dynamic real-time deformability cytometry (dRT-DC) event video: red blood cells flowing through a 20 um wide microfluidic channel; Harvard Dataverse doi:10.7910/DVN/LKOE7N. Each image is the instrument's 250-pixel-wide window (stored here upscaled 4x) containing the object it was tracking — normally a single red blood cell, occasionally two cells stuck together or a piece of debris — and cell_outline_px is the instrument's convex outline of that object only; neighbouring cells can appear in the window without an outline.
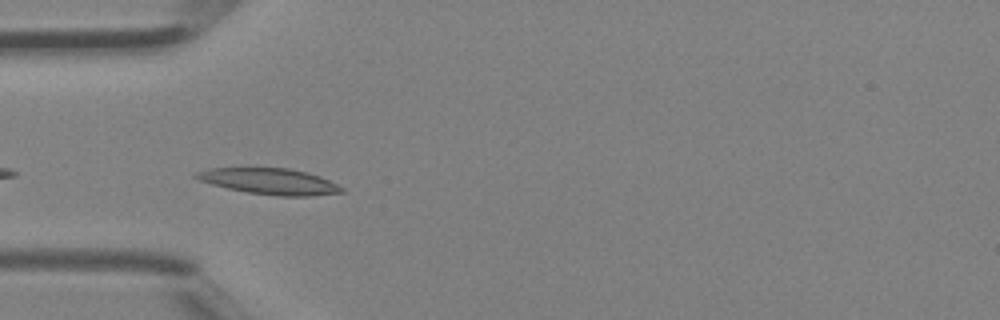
{"species": "Egyptian fruit bat (a non-hibernating species)", "species_latin": "Rousettus aegyptiacus", "temperature_condition": "room temperature", "stored_images_in_passage": 7, "camera_frame_rate_fps": 3000, "um_per_image_px": 0.085, "animal": {"sex": "female"}, "frame": {"image": 1, "passage_image": 2, "time_ms": 0.333, "image_size_px": [1000, 320], "cell_outline_px": [[344, 192], [308, 196], [276, 196], [248, 192], [228, 188], [212, 184], [200, 180], [192, 176], [196, 172], [208, 168], [288, 168], [308, 172], [320, 176], [344, 188]], "centroid_in_image_um": [22.92, 15.41], "position_along_channel_um": 62.1, "area_um2": 21.96}}
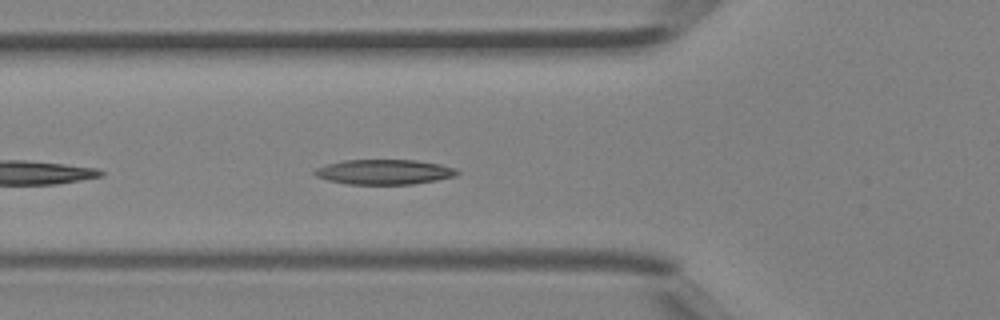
{"frame": {"image": 2, "passage_image": 4, "time_ms": 1.0, "image_size_px": [1000, 320], "cell_outline_px": [[460, 172], [456, 176], [436, 180], [412, 184], [348, 184], [328, 180], [316, 176], [312, 172], [316, 168], [328, 164], [344, 160], [416, 160], [440, 164], [456, 168]], "centroid_in_image_um": [32.68, 14.61], "position_along_channel_um": 93.1, "area_um2": 20.69}}